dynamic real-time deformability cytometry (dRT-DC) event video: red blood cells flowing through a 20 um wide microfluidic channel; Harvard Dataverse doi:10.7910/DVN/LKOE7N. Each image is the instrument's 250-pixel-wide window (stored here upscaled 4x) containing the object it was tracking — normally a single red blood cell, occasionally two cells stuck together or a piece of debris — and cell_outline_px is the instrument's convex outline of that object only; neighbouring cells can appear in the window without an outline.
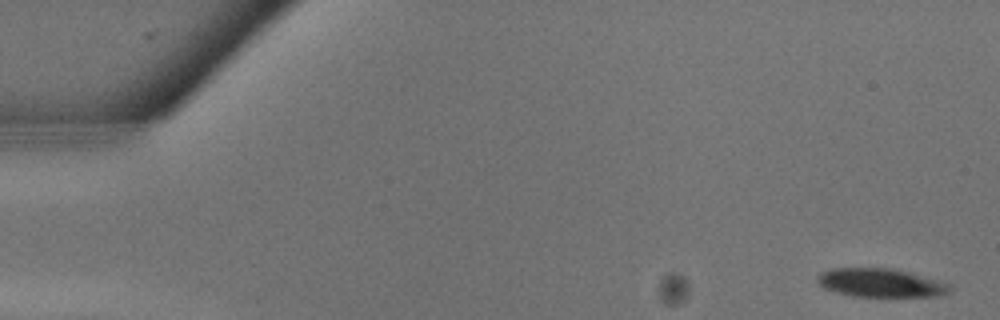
{"species": "common noctule bat (a hibernating species)", "species_latin": "Nyctalus noctula", "temperature_condition": "warm", "stored_images_in_passage": 12, "camera_frame_rate_fps": 3000, "um_per_image_px": 0.085, "animal": {"sex": "male", "body_mass_g": 13.3}, "frame": {"image": 1, "passage_image": 1, "time_ms": 0.0, "image_size_px": [1000, 320], "cell_outline_px": [[952, 288], [948, 292], [940, 296], [852, 296], [836, 292], [824, 288], [816, 280], [816, 276], [820, 272], [832, 268], [892, 268], [908, 272], [936, 280], [948, 284]], "centroid_in_image_um": [74.8, 24.03], "position_along_channel_um": 10.2, "area_um2": 21.85}}
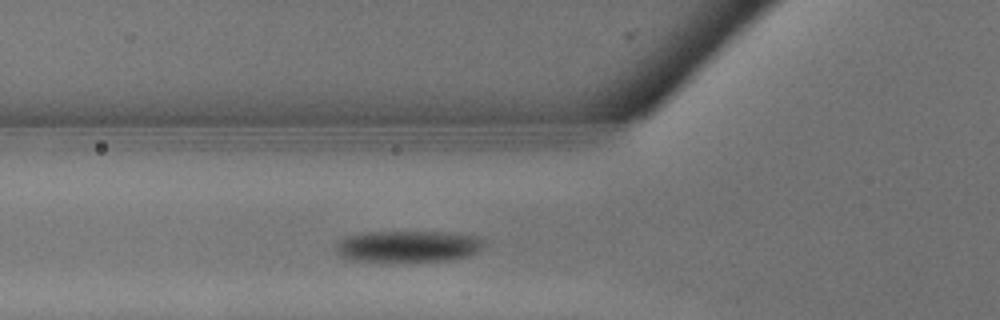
{"frame": {"image": 2, "passage_image": 10, "time_ms": 3.0, "image_size_px": [1000, 320], "cell_outline_px": [[484, 248], [480, 252], [468, 256], [452, 260], [388, 264], [352, 260], [340, 256], [336, 252], [336, 244], [340, 240], [348, 236], [368, 232], [456, 232], [480, 236], [484, 240]], "centroid_in_image_um": [34.75, 20.98], "position_along_channel_um": 91.1, "area_um2": 28.55}}
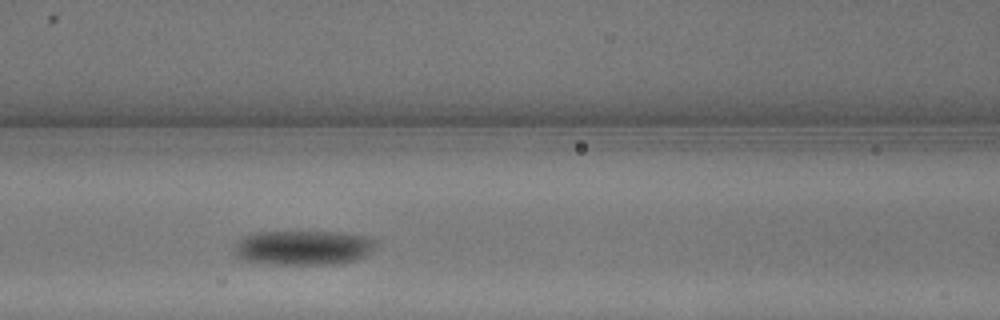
{"frame": {"image": 3, "passage_image": 12, "time_ms": 3.667, "image_size_px": [1000, 320], "cell_outline_px": [[376, 244], [372, 252], [368, 256], [356, 260], [332, 264], [264, 264], [240, 260], [232, 252], [236, 244], [244, 236], [256, 232], [336, 232], [368, 236], [376, 240]], "centroid_in_image_um": [25.77, 21.06], "position_along_channel_um": 140.8, "area_um2": 28.96}}